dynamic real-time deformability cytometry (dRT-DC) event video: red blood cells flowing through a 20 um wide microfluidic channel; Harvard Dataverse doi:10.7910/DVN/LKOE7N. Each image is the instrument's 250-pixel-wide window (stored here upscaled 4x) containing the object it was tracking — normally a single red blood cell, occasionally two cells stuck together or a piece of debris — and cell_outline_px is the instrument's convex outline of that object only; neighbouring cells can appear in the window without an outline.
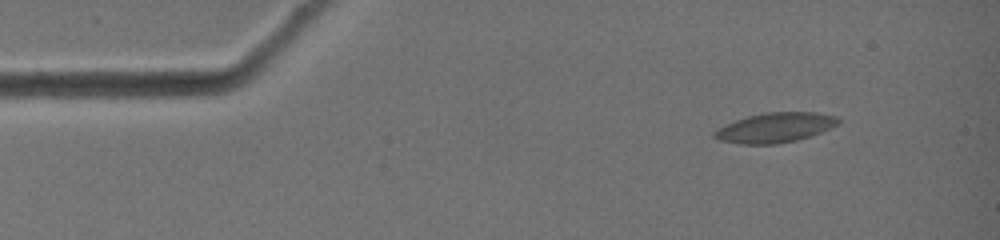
{"species": "common noctule bat (a hibernating species)", "species_latin": "Nyctalus noctula", "temperature_condition": "warm", "stored_images_in_passage": 8, "camera_frame_rate_fps": 3000, "um_per_image_px": 0.085, "animal": {"sex": "female", "body_mass_g": 19.0, "forearm_length_mm": 51.5}, "frame": {"image": 1, "passage_image": 3, "time_ms": 0.667, "image_size_px": [1000, 240], "cell_outline_px": [[840, 124], [820, 132], [796, 140], [776, 144], [740, 144], [720, 140], [712, 136], [712, 132], [724, 124], [748, 116], [764, 112], [816, 112], [836, 116], [840, 120]], "centroid_in_image_um": [65.86, 10.84], "position_along_channel_um": 19.1, "area_um2": 21.5}}